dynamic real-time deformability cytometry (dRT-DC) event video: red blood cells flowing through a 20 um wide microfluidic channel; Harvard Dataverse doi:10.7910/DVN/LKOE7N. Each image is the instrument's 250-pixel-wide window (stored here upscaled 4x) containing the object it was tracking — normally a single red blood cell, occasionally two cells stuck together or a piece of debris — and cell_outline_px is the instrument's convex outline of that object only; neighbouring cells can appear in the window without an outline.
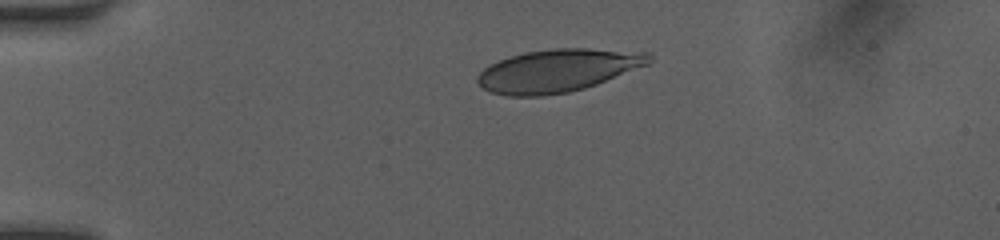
{"species": "human", "species_latin": "Homo sapiens", "temperature_condition": "room temperature", "stored_images_in_passage": 33, "camera_frame_rate_fps": 3000, "um_per_image_px": 0.085, "donor": {"sex": "female"}, "frame": {"image": 1, "passage_image": 1, "time_ms": 0.0, "image_size_px": [1000, 240], "cell_outline_px": [[652, 60], [648, 64], [596, 84], [584, 88], [568, 92], [540, 96], [504, 96], [488, 92], [476, 80], [476, 76], [488, 64], [524, 52], [556, 48], [588, 48], [652, 52]], "centroid_in_image_um": [47.41, 5.99], "position_along_channel_um": 37.6, "area_um2": 42.83}}
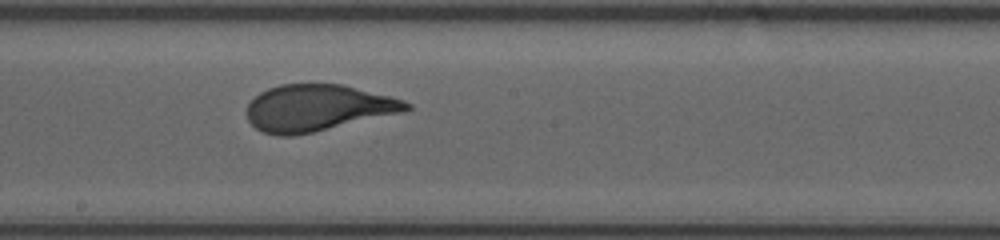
{"frame": {"image": 2, "passage_image": 18, "time_ms": 5.667, "image_size_px": [1000, 240], "cell_outline_px": [[412, 108], [404, 112], [312, 132], [292, 136], [280, 136], [264, 132], [256, 128], [248, 120], [248, 104], [260, 92], [268, 88], [280, 84], [344, 84], [404, 100], [412, 104]], "centroid_in_image_um": [27.02, 9.16], "position_along_channel_um": 221.2, "area_um2": 43.0}}
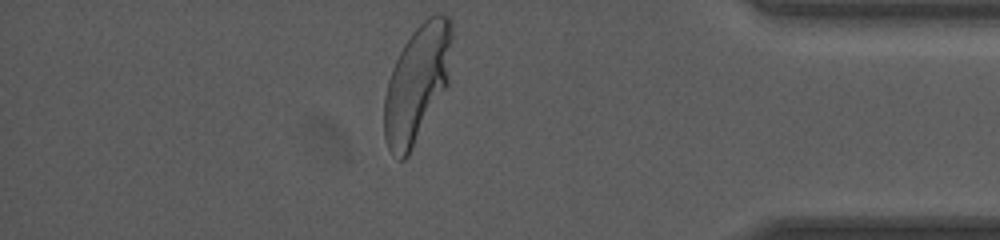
{"frame": {"image": 3, "passage_image": 33, "time_ms": 10.667, "image_size_px": [1000, 240], "cell_outline_px": [[452, 40], [448, 84], [408, 156], [404, 160], [400, 160], [388, 148], [384, 136], [384, 96], [388, 80], [392, 68], [404, 44], [412, 32], [428, 16], [436, 12], [440, 12], [448, 16], [452, 24]], "centroid_in_image_um": [35.45, 7.06], "position_along_channel_um": 399.7, "area_um2": 46.07}, "authors_computed_cell_mechanics": {"area_um2": 43.639, "velocity_mm_per_s": 4.1314, "shape_relaxation_time_tau1_ms": 3.7803, "shape_relaxation_time_tau2_ms": null, "deformation_change_tau1": 0.1943, "deformation_change_tau2": null}}